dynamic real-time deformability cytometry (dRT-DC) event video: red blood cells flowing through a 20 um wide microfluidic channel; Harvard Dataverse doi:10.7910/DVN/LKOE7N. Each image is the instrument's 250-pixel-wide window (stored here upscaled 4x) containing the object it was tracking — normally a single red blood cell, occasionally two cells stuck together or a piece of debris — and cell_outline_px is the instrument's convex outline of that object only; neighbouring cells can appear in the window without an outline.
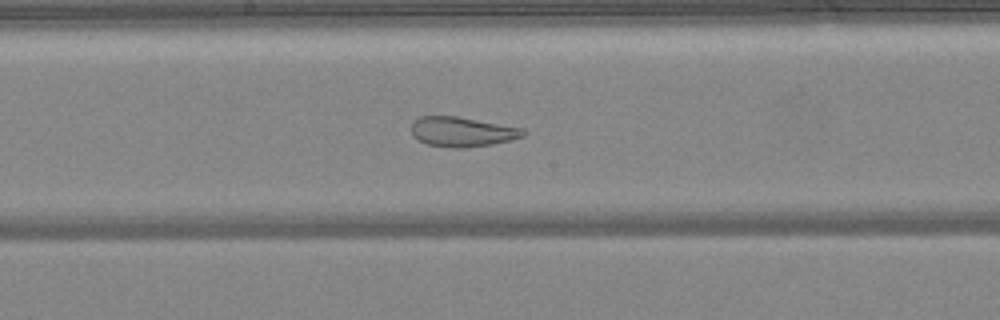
{"species": "common noctule bat (a hibernating species)", "species_latin": "Nyctalus noctula", "temperature_condition": "warm", "stored_images_in_passage": 49, "camera_frame_rate_fps": 3000, "um_per_image_px": 0.085, "animal": {"sex": "female", "body_mass_g": 24.6, "forearm_length_mm": 56.2}, "frame": {"image": 1, "passage_image": 26, "time_ms": 8.333, "image_size_px": [1000, 320], "cell_outline_px": [[528, 132], [524, 136], [512, 140], [488, 144], [456, 148], [452, 148], [428, 144], [416, 140], [412, 136], [412, 120], [420, 116], [456, 116], [524, 128]], "centroid_in_image_um": [39.27, 11.19], "position_along_channel_um": 208.9, "area_um2": 19.42}}
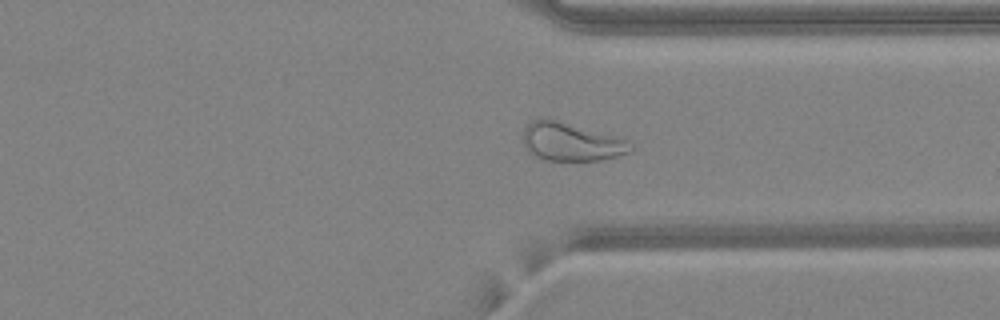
{"frame": {"image": 2, "passage_image": 37, "time_ms": 12.0, "image_size_px": [1000, 320], "cell_outline_px": [[636, 148], [632, 152], [604, 160], [544, 160], [528, 152], [524, 144], [524, 128], [532, 120], [556, 120], [616, 136], [628, 140]], "centroid_in_image_um": [48.62, 12.08], "position_along_channel_um": 362.8, "area_um2": 23.81}}
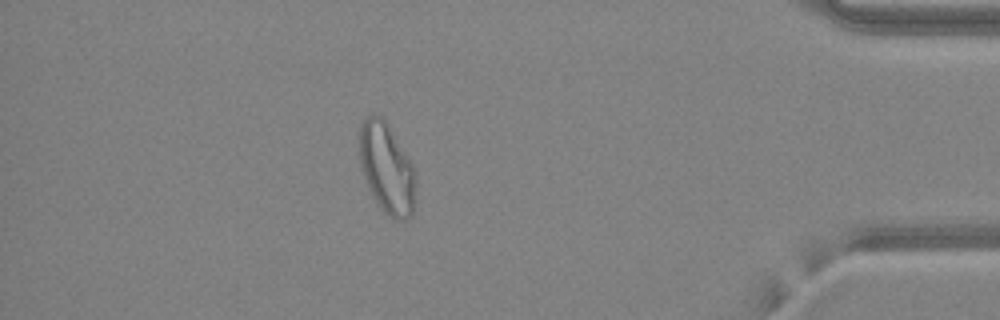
{"frame": {"image": 3, "passage_image": 43, "time_ms": 14.0, "image_size_px": [1000, 320], "cell_outline_px": [[416, 204], [412, 216], [408, 220], [396, 220], [388, 216], [384, 212], [372, 196], [364, 176], [360, 164], [360, 124], [372, 112], [384, 116], [412, 164], [416, 180]], "centroid_in_image_um": [32.91, 14.32], "position_along_channel_um": 402.3, "area_um2": 30.17}, "authors_computed_cell_mechanics": {"area_um2": 28.2642, "velocity_mm_per_s": 4.1973, "shape_relaxation_time_tau1_ms": null, "shape_relaxation_time_tau2_ms": 0.9952, "deformation_change_tau1": null, "deformation_change_tau2": 0.0859}}